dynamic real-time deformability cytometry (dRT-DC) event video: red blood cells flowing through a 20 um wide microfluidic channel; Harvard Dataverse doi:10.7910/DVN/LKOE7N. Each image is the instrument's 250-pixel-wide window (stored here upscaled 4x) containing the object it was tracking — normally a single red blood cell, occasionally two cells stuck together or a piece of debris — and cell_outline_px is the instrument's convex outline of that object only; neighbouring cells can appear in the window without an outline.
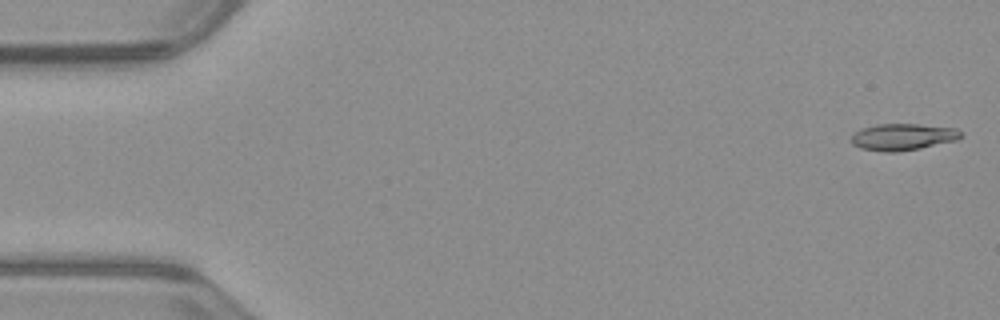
{"species": "common noctule bat (a hibernating species)", "species_latin": "Nyctalus noctula", "temperature_condition": "warm", "stored_images_in_passage": 51, "camera_frame_rate_fps": 3000, "um_per_image_px": 0.085, "animal": {"sex": "male", "body_mass_g": 23.1, "forearm_length_mm": 52.7}, "frame": {"image": 1, "passage_image": 1, "time_ms": 0.0, "image_size_px": [1000, 320], "cell_outline_px": [[964, 136], [956, 140], [920, 148], [896, 152], [884, 152], [860, 148], [852, 144], [852, 136], [856, 132], [864, 128], [876, 124], [920, 124], [956, 128]], "centroid_in_image_um": [76.76, 11.64], "position_along_channel_um": 8.2, "area_um2": 16.94}}
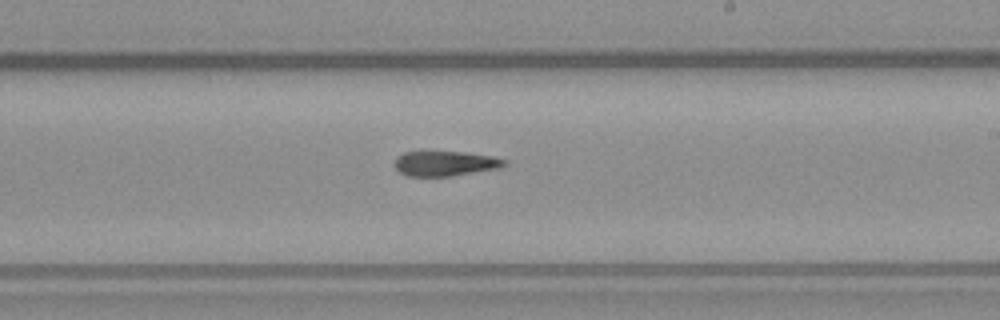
{"frame": {"image": 2, "passage_image": 30, "time_ms": 9.667, "image_size_px": [1000, 320], "cell_outline_px": [[508, 164], [500, 168], [448, 176], [404, 176], [392, 164], [396, 156], [404, 152], [424, 148], [428, 148], [464, 152], [492, 156], [508, 160]], "centroid_in_image_um": [37.75, 13.83], "position_along_channel_um": 251.2, "area_um2": 16.99}}
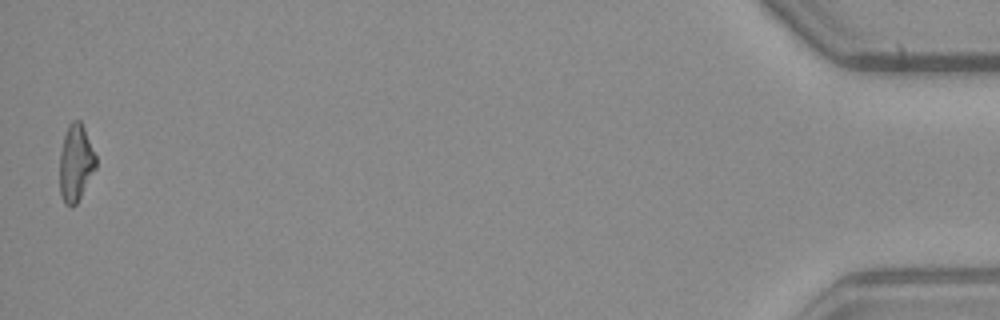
{"frame": {"image": 3, "passage_image": 51, "time_ms": 16.667, "image_size_px": [1000, 320], "cell_outline_px": [[96, 168], [76, 204], [72, 208], [64, 204], [60, 196], [60, 152], [64, 136], [68, 124], [72, 120], [80, 120], [84, 128], [96, 156]], "centroid_in_image_um": [6.42, 13.87], "position_along_channel_um": 428.8, "area_um2": 16.24}, "authors_computed_cell_mechanics": {"area_um2": 16.9354, "velocity_mm_per_s": 3.9932, "shape_relaxation_time_tau1_ms": 5.762, "shape_relaxation_time_tau2_ms": 7.4022, "deformation_change_tau1": 0.2002, "deformation_change_tau2": 0.2019}}